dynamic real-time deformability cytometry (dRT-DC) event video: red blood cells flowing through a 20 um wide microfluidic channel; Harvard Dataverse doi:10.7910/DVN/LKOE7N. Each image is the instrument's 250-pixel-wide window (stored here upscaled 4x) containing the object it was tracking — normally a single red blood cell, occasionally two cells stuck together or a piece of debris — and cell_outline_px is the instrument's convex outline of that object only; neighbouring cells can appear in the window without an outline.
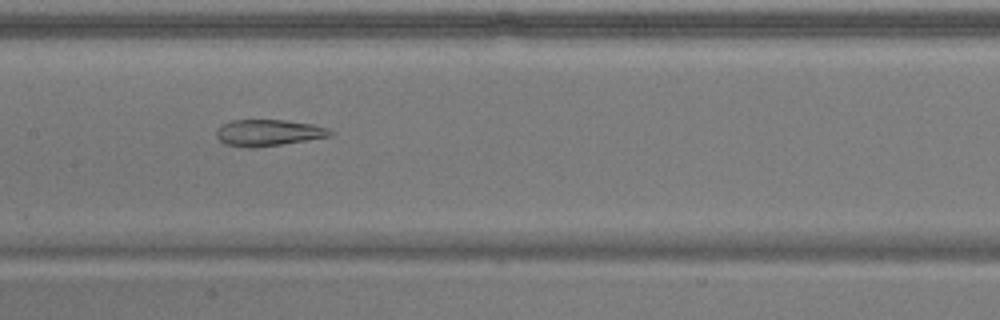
{"species": "common noctule bat (a hibernating species)", "species_latin": "Nyctalus noctula", "temperature_condition": "warm", "stored_images_in_passage": 54, "camera_frame_rate_fps": 3000, "um_per_image_px": 0.085, "animal": {"sex": "male", "body_mass_g": 17.9}, "frame": {"image": 1, "passage_image": 26, "time_ms": 8.333, "image_size_px": [1000, 320], "cell_outline_px": [[336, 132], [332, 136], [280, 144], [252, 148], [248, 148], [224, 144], [216, 136], [216, 132], [220, 124], [232, 120], [284, 120], [312, 124], [328, 128]], "centroid_in_image_um": [22.81, 11.28], "position_along_channel_um": 184.6, "area_um2": 17.57}}
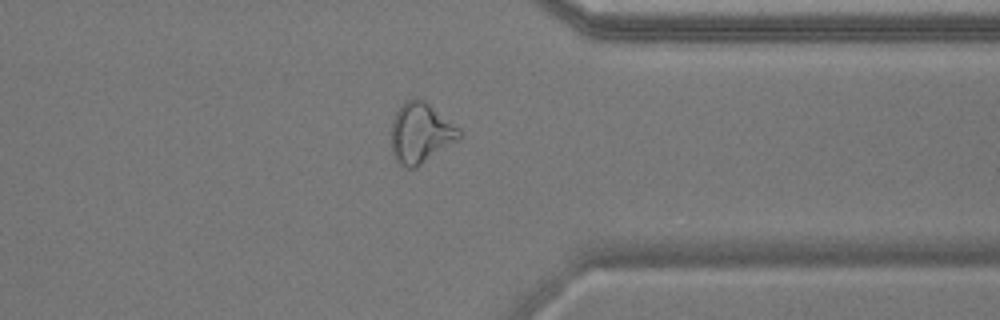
{"frame": {"image": 2, "passage_image": 42, "time_ms": 13.667, "image_size_px": [1000, 320], "cell_outline_px": [[464, 136], [460, 140], [416, 168], [404, 168], [396, 160], [392, 152], [392, 120], [400, 104], [408, 100], [424, 100], [460, 128]], "centroid_in_image_um": [35.79, 11.34], "position_along_channel_um": 375.6, "area_um2": 24.1}}
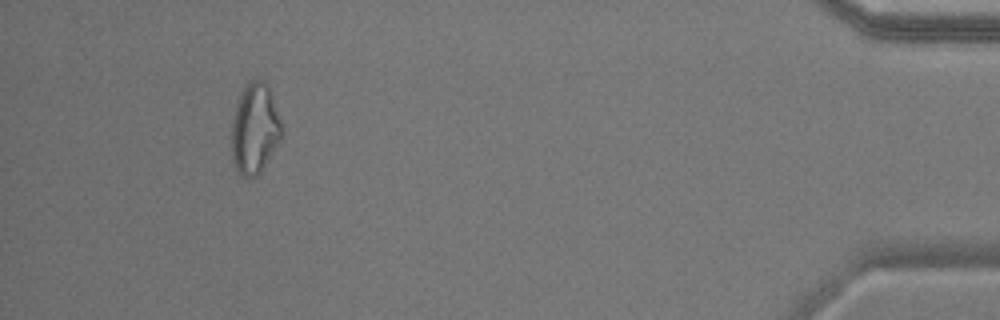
{"frame": {"image": 3, "passage_image": 50, "time_ms": 16.333, "image_size_px": [1000, 320], "cell_outline_px": [[284, 132], [280, 140], [260, 172], [256, 176], [244, 176], [236, 168], [232, 160], [232, 120], [236, 104], [240, 92], [244, 84], [248, 80], [260, 80], [268, 84]], "centroid_in_image_um": [21.65, 10.89], "position_along_channel_um": 413.5, "area_um2": 26.3}, "authors_computed_cell_mechanics": {"area_um2": 24.3338, "velocity_mm_per_s": 3.6984, "shape_relaxation_time_tau1_ms": null, "shape_relaxation_time_tau2_ms": 3.9203, "deformation_change_tau1": null, "deformation_change_tau2": 0.1347}}